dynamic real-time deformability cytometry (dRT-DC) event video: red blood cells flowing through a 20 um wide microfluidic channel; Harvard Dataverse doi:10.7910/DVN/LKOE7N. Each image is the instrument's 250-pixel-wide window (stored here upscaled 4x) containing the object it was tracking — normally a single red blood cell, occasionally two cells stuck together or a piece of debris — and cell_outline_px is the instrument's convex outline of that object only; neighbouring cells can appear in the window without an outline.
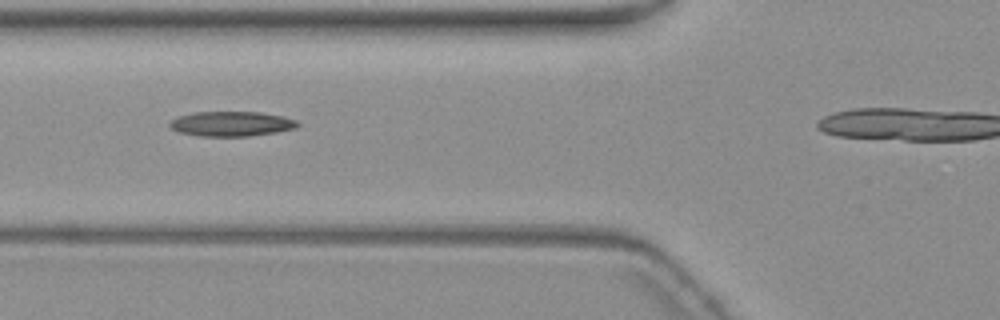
{"species": "common noctule bat (a hibernating species)", "species_latin": "Nyctalus noctula", "temperature_condition": "warm", "stored_images_in_passage": 4, "segment_of_instrument_passage": [1, 2], "camera_frame_rate_fps": 3000, "um_per_image_px": 0.085, "animal": {"sex": "female", "body_mass_g": 19.3, "forearm_length_mm": 54.1}, "frame": {"image": 1, "passage_image": 3, "time_ms": 2.667, "image_size_px": [1000, 320], "cell_outline_px": [[300, 124], [296, 128], [276, 132], [248, 136], [200, 136], [180, 132], [172, 128], [168, 124], [172, 120], [180, 116], [196, 112], [260, 112], [280, 116], [296, 120]], "centroid_in_image_um": [19.69, 10.52], "position_along_channel_um": 106.1, "area_um2": 18.26}}